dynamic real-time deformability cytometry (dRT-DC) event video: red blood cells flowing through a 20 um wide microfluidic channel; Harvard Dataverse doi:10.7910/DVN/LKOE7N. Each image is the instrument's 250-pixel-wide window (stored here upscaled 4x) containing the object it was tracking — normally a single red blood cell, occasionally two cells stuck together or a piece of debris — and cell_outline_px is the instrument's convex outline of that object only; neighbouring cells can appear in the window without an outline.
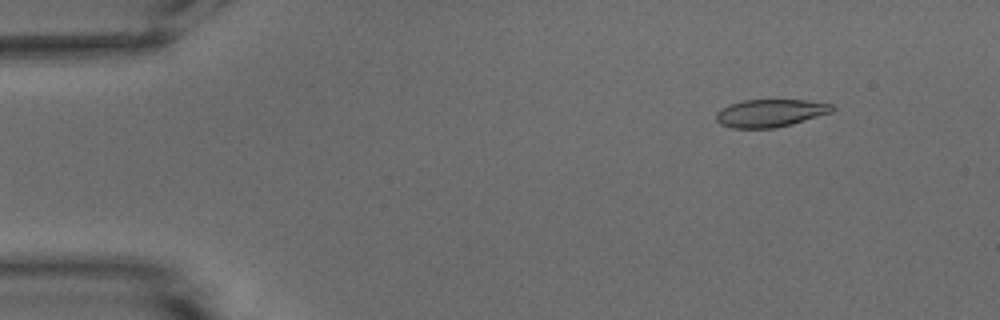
{"species": "common noctule bat (a hibernating species)", "species_latin": "Nyctalus noctula", "temperature_condition": "warm", "stored_images_in_passage": 52, "camera_frame_rate_fps": 3000, "um_per_image_px": 0.085, "animal": {"sex": "male", "body_mass_g": 15.6}, "frame": {"image": 1, "passage_image": 6, "time_ms": 1.667, "image_size_px": [1000, 320], "cell_outline_px": [[836, 108], [832, 112], [792, 124], [776, 128], [732, 128], [720, 124], [716, 120], [716, 112], [720, 108], [728, 104], [744, 100], [808, 100], [832, 104]], "centroid_in_image_um": [65.46, 9.61], "position_along_channel_um": 19.5, "area_um2": 18.9}}
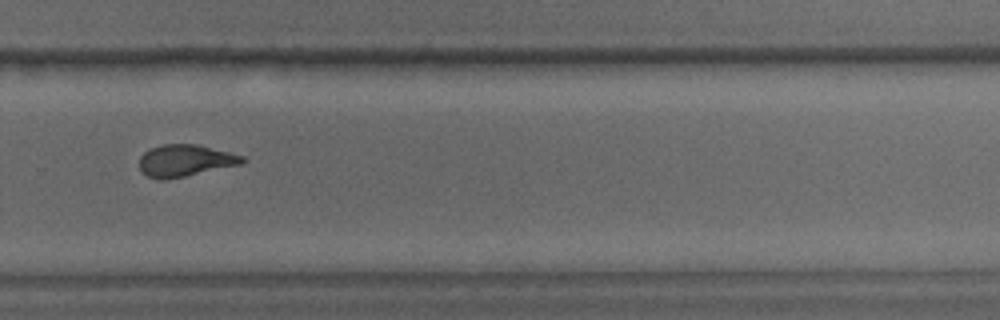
{"frame": {"image": 2, "passage_image": 36, "time_ms": 11.667, "image_size_px": [1000, 320], "cell_outline_px": [[248, 160], [244, 164], [184, 176], [160, 180], [148, 176], [140, 172], [140, 156], [148, 148], [164, 144], [196, 144], [244, 156]], "centroid_in_image_um": [15.75, 13.64], "position_along_channel_um": 314.1, "area_um2": 19.19}}
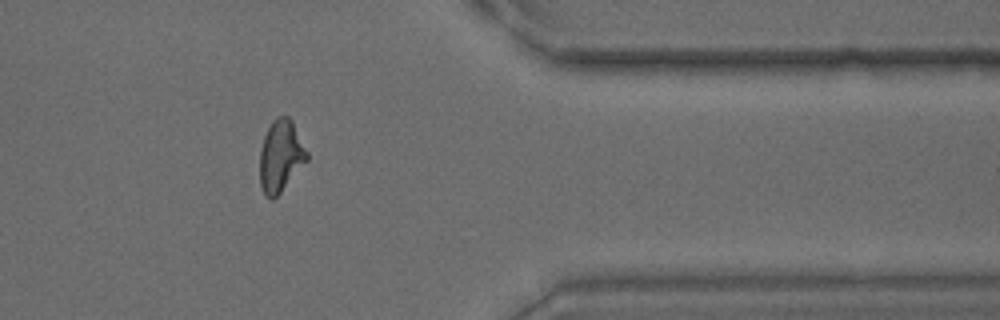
{"frame": {"image": 3, "passage_image": 43, "time_ms": 14.0, "image_size_px": [1000, 320], "cell_outline_px": [[308, 160], [280, 192], [272, 200], [264, 192], [260, 184], [260, 148], [264, 136], [272, 120], [276, 116], [288, 116], [292, 120], [308, 152]], "centroid_in_image_um": [23.86, 13.22], "position_along_channel_um": 387.5, "area_um2": 19.59}, "authors_computed_cell_mechanics": {"area_um2": 19.5653, "velocity_mm_per_s": 3.8467, "shape_relaxation_time_tau1_ms": 10.0819, "shape_relaxation_time_tau2_ms": 2.5288, "deformation_change_tau1": 0.2533, "deformation_change_tau2": 0.1062}}